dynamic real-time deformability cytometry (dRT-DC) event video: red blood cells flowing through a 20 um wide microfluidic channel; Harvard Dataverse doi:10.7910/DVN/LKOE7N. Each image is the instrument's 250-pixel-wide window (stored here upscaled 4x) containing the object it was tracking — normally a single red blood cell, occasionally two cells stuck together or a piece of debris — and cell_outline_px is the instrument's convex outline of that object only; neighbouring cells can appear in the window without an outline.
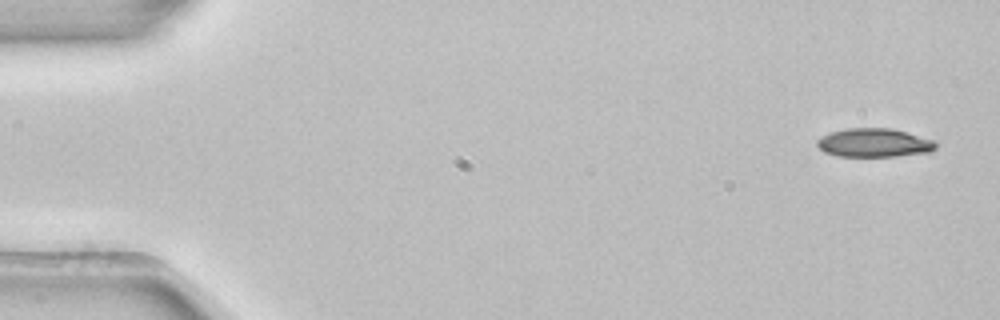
{"species": "common noctule bat (a hibernating species)", "species_latin": "Nyctalus noctula", "temperature_condition": "room temperature", "stored_images_in_passage": 4, "camera_frame_rate_fps": 3000, "um_per_image_px": 0.085, "animal": {"sex": "female", "body_mass_g": 22.7, "forearm_length_mm": 54.2}, "frame": {"image": 1, "passage_image": 1, "time_ms": 0.0, "image_size_px": [1000, 320], "cell_outline_px": [[936, 148], [932, 152], [896, 156], [836, 156], [824, 152], [816, 144], [816, 140], [832, 132], [848, 128], [892, 128], [936, 140]], "centroid_in_image_um": [74.35, 12.14], "position_along_channel_um": 10.7, "area_um2": 19.88}}
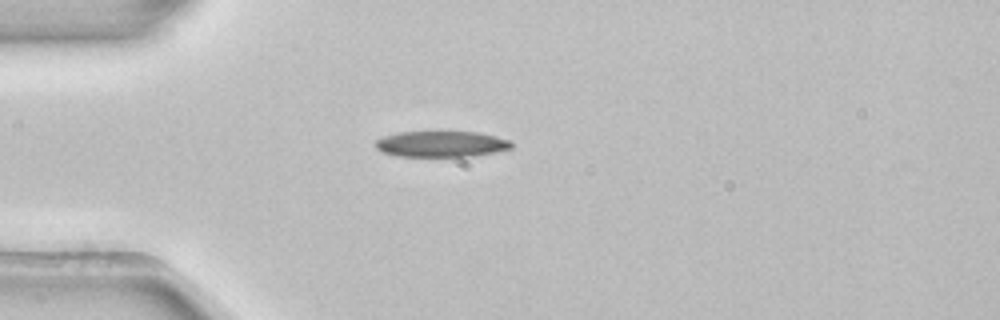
{"frame": {"image": 2, "passage_image": 4, "time_ms": 1.0, "image_size_px": [1000, 320], "cell_outline_px": [[512, 148], [496, 152], [472, 156], [396, 156], [380, 152], [376, 148], [376, 140], [384, 136], [396, 132], [480, 132], [512, 140]], "centroid_in_image_um": [37.52, 12.24], "position_along_channel_um": 47.5, "area_um2": 20.69}}